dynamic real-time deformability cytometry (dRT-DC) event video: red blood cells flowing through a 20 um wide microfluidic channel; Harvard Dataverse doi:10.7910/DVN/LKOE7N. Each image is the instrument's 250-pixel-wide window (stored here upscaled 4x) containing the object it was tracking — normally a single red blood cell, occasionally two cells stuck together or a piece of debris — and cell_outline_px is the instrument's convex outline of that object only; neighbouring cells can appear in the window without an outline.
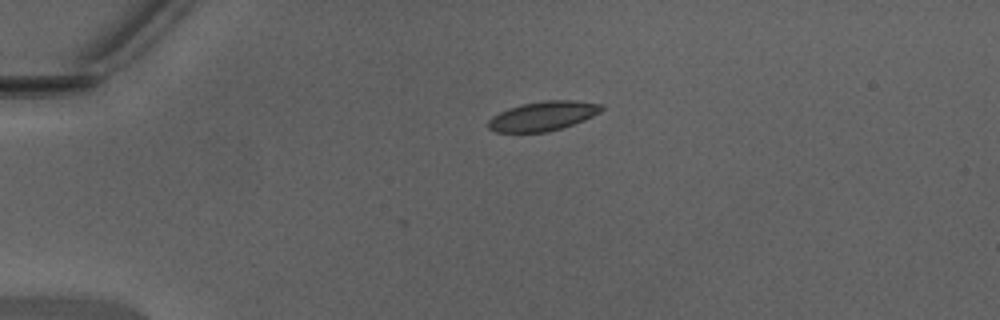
{"species": "Egyptian fruit bat (a non-hibernating species)", "species_latin": "Rousettus aegyptiacus", "temperature_condition": "warm", "stored_images_in_passage": 34, "camera_frame_rate_fps": 3000, "um_per_image_px": 0.085, "animal": {"sex": "male"}, "frame": {"image": 1, "passage_image": 1, "time_ms": 0.0, "image_size_px": [1000, 320], "cell_outline_px": [[604, 108], [600, 112], [584, 120], [548, 132], [496, 132], [488, 128], [488, 120], [492, 116], [508, 108], [520, 104], [544, 100], [572, 100], [604, 104]], "centroid_in_image_um": [46.14, 9.85], "position_along_channel_um": 38.9, "area_um2": 19.42}}
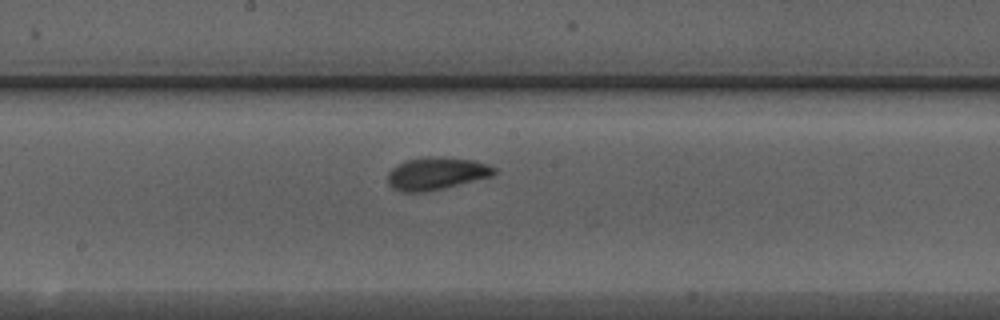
{"frame": {"image": 2, "passage_image": 16, "time_ms": 5.0, "image_size_px": [1000, 320], "cell_outline_px": [[496, 172], [492, 176], [444, 188], [424, 192], [400, 192], [392, 188], [388, 184], [388, 172], [392, 168], [404, 160], [428, 156], [444, 156], [472, 160], [488, 164], [496, 168]], "centroid_in_image_um": [37.07, 14.74], "position_along_channel_um": 211.1, "area_um2": 20.4}}
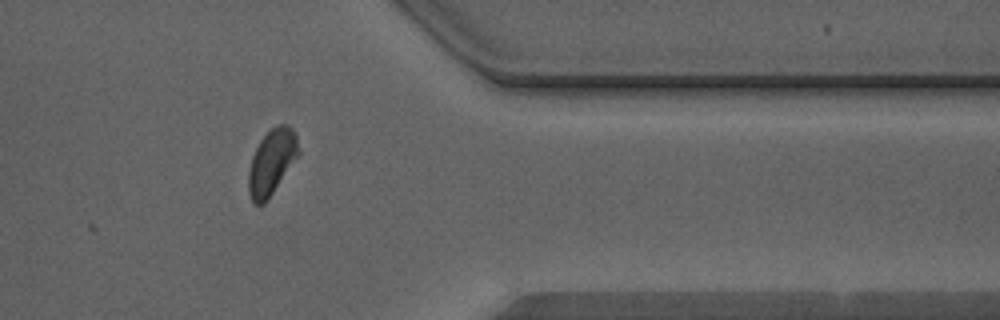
{"frame": {"image": 3, "passage_image": 29, "time_ms": 9.333, "image_size_px": [1000, 320], "cell_outline_px": [[300, 156], [268, 200], [264, 204], [252, 204], [248, 192], [248, 172], [252, 156], [260, 140], [276, 124], [288, 124], [292, 128], [296, 136], [300, 152]], "centroid_in_image_um": [23.11, 13.8], "position_along_channel_um": 388.3, "area_um2": 19.48}, "authors_computed_cell_mechanics": {"area_um2": 19.7676, "velocity_mm_per_s": 4.3641, "shape_relaxation_time_tau1_ms": 2.6591, "shape_relaxation_time_tau2_ms": 0.7656, "deformation_change_tau1": 0.1208, "deformation_change_tau2": 0.0679}}